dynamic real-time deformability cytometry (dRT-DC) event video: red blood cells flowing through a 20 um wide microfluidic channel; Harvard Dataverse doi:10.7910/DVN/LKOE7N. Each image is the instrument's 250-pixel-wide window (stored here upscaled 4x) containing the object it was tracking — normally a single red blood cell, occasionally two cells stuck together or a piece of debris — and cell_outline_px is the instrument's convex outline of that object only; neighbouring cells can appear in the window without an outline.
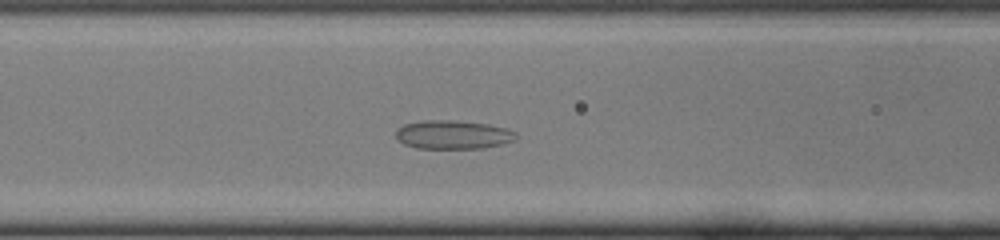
{"species": "common noctule bat (a hibernating species)", "species_latin": "Nyctalus noctula", "temperature_condition": "cold", "stored_images_in_passage": 33, "camera_frame_rate_fps": 3000, "um_per_image_px": 0.085, "animal": {"sex": "female", "body_mass_g": 22.0, "forearm_length_mm": 56.7}, "frame": {"image": 1, "passage_image": 11, "time_ms": 3.333, "image_size_px": [1000, 240], "cell_outline_px": [[516, 136], [512, 140], [500, 144], [480, 148], [416, 148], [404, 144], [396, 136], [396, 132], [404, 124], [424, 120], [452, 120], [484, 124], [504, 128], [516, 132]], "centroid_in_image_um": [38.46, 11.44], "position_along_channel_um": 128.1, "area_um2": 19.59}}
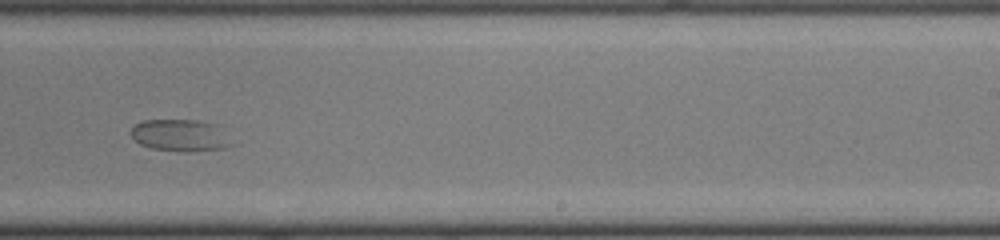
{"frame": {"image": 2, "passage_image": 21, "time_ms": 6.667, "image_size_px": [1000, 240], "cell_outline_px": [[236, 144], [224, 148], [188, 152], [184, 152], [152, 148], [140, 144], [132, 136], [132, 128], [136, 124], [144, 120], [196, 120], [212, 124]], "centroid_in_image_um": [15.31, 11.52], "position_along_channel_um": 273.7, "area_um2": 18.38}}
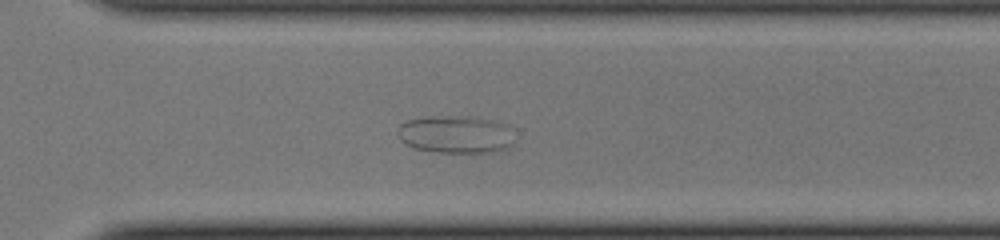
{"frame": {"image": 3, "passage_image": 25, "time_ms": 8.0, "image_size_px": [1000, 240], "cell_outline_px": [[512, 144], [504, 148], [492, 152], [432, 152], [416, 148], [400, 140], [396, 132], [400, 124], [404, 120], [432, 116], [476, 116], [508, 124]], "centroid_in_image_um": [38.68, 11.4], "position_along_channel_um": 331.9, "area_um2": 25.66}}